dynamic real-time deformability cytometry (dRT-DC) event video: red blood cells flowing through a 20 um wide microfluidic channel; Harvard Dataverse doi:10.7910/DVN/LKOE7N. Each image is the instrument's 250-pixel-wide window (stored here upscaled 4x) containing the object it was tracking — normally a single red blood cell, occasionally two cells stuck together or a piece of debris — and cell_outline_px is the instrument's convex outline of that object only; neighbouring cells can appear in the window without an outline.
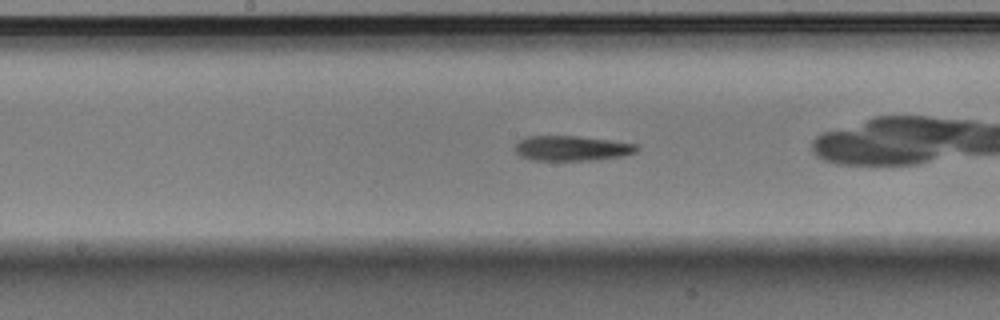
{"species": "Egyptian fruit bat (a non-hibernating species)", "species_latin": "Rousettus aegyptiacus", "temperature_condition": "warm", "stored_images_in_passage": 47, "camera_frame_rate_fps": 3000, "um_per_image_px": 0.085, "animal": {"sex": "male"}, "frame": {"image": 1, "passage_image": 21, "time_ms": 6.667, "image_size_px": [1000, 320], "cell_outline_px": [[640, 148], [636, 152], [624, 156], [592, 160], [532, 160], [520, 156], [516, 152], [516, 144], [520, 140], [528, 136], [576, 136], [640, 144]], "centroid_in_image_um": [48.65, 12.6], "position_along_channel_um": 199.5, "area_um2": 17.74}, "authors_computed_cell_mechanics": {"area_um2": 18.3226, "velocity_mm_per_s": 3.914, "shape_relaxation_time_tau1_ms": 3.9552, "shape_relaxation_time_tau2_ms": null, "deformation_change_tau1": 0.1819, "deformation_change_tau2": null}}